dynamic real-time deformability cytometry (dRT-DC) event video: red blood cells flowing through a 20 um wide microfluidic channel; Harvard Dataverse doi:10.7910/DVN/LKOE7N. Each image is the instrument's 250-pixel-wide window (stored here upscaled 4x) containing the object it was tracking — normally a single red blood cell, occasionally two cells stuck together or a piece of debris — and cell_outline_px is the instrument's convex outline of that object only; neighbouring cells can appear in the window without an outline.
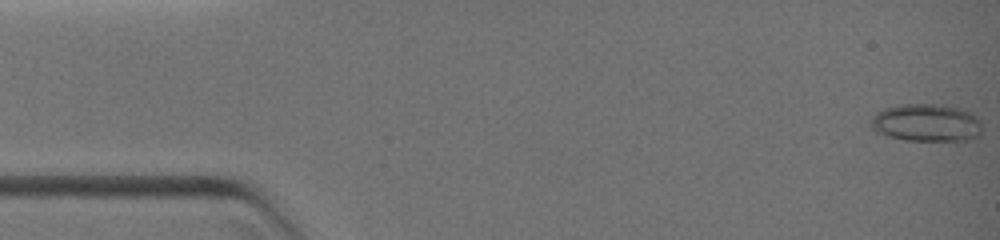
{"species": "common noctule bat (a hibernating species)", "species_latin": "Nyctalus noctula", "temperature_condition": "warm", "stored_images_in_passage": 34, "camera_frame_rate_fps": 3000, "um_per_image_px": 0.085, "animal": {"sex": "female", "body_mass_g": 19.0, "forearm_length_mm": 51.5}, "frame": {"image": 1, "passage_image": 1, "time_ms": 0.0, "image_size_px": [1000, 240], "cell_outline_px": [[980, 132], [976, 136], [968, 140], [904, 140], [888, 136], [876, 132], [872, 128], [872, 116], [876, 112], [884, 108], [900, 104], [940, 104], [960, 108], [972, 112], [980, 120]], "centroid_in_image_um": [78.73, 10.42], "position_along_channel_um": 6.3, "area_um2": 24.39}}
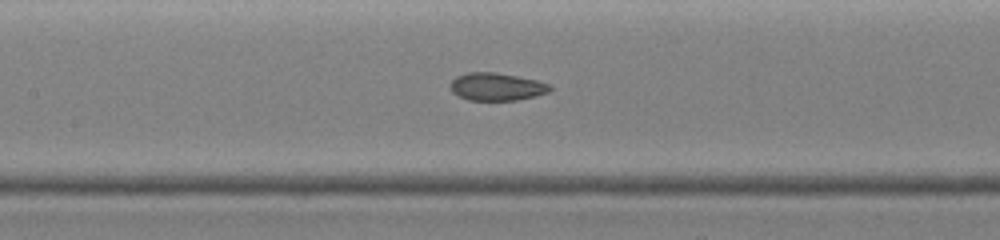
{"frame": {"image": 2, "passage_image": 18, "time_ms": 6.0, "image_size_px": [1000, 240], "cell_outline_px": [[552, 88], [548, 92], [536, 96], [516, 100], [468, 100], [452, 92], [452, 80], [456, 76], [468, 72], [496, 72], [536, 80], [548, 84]], "centroid_in_image_um": [42.22, 7.37], "position_along_channel_um": 165.2, "area_um2": 15.9}}
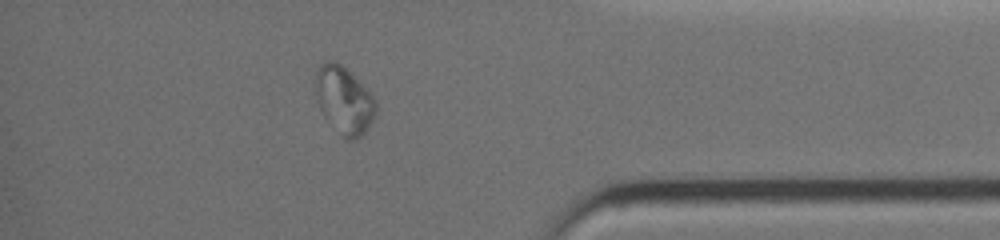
{"frame": {"image": 3, "passage_image": 30, "time_ms": 11.333, "image_size_px": [1000, 240], "cell_outline_px": [[376, 116], [368, 128], [356, 140], [348, 140], [324, 116], [320, 108], [316, 96], [316, 72], [320, 64], [324, 60], [332, 60], [340, 64], [376, 100]], "centroid_in_image_um": [29.24, 8.52], "position_along_channel_um": 406.0, "area_um2": 23.0}}